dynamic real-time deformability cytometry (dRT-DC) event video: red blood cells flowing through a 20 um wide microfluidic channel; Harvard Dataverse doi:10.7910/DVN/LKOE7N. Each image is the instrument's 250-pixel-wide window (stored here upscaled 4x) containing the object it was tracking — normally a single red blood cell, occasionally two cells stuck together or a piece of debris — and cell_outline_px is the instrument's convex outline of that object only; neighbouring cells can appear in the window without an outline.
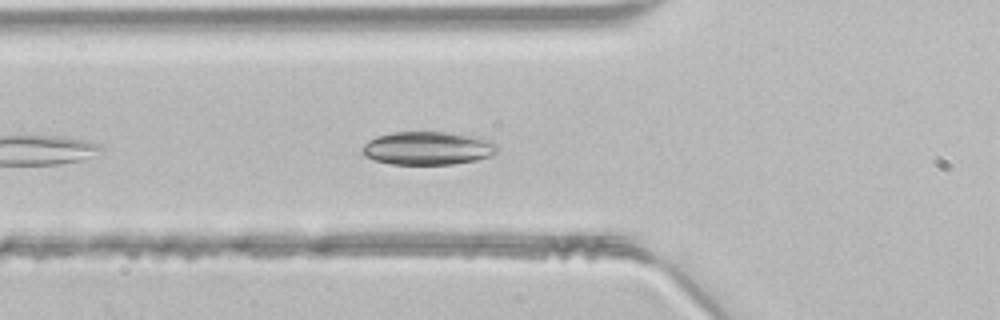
{"species": "common noctule bat (a hibernating species)", "species_latin": "Nyctalus noctula", "temperature_condition": "room temperature", "stored_images_in_passage": 15, "camera_frame_rate_fps": 3000, "um_per_image_px": 0.085, "animal": {"sex": "male", "body_mass_g": 21.5, "forearm_length_mm": 52.0}, "frame": {"image": 1, "passage_image": 3, "time_ms": 0.667, "image_size_px": [1000, 320], "cell_outline_px": [[496, 152], [492, 156], [476, 160], [452, 164], [392, 164], [372, 160], [364, 156], [360, 152], [360, 148], [368, 140], [376, 136], [392, 132], [444, 132], [480, 136], [492, 140], [496, 144]], "centroid_in_image_um": [36.34, 12.59], "position_along_channel_um": 89.5, "area_um2": 26.59}}